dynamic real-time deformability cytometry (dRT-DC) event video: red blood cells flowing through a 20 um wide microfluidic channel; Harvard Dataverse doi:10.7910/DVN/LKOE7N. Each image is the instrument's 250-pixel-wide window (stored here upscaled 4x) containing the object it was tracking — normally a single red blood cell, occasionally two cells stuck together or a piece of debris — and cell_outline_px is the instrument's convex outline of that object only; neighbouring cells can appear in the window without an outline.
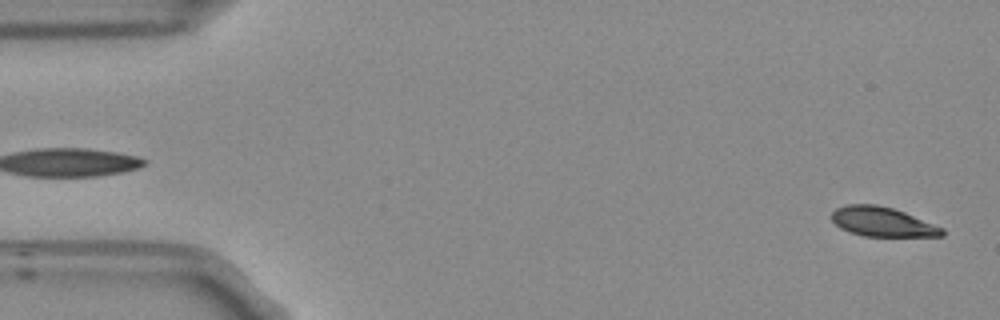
{"species": "Egyptian fruit bat (a non-hibernating species)", "species_latin": "Rousettus aegyptiacus", "temperature_condition": "room temperature", "stored_images_in_passage": 10, "camera_frame_rate_fps": 3000, "um_per_image_px": 0.085, "frame": {"image": 1, "passage_image": 1, "time_ms": 0.0, "image_size_px": [1000, 320], "cell_outline_px": [[944, 236], [864, 236], [840, 228], [832, 220], [832, 212], [836, 208], [844, 204], [876, 204], [892, 208], [904, 212], [944, 228]], "centroid_in_image_um": [74.99, 18.84], "position_along_channel_um": 10.0, "area_um2": 18.84}}